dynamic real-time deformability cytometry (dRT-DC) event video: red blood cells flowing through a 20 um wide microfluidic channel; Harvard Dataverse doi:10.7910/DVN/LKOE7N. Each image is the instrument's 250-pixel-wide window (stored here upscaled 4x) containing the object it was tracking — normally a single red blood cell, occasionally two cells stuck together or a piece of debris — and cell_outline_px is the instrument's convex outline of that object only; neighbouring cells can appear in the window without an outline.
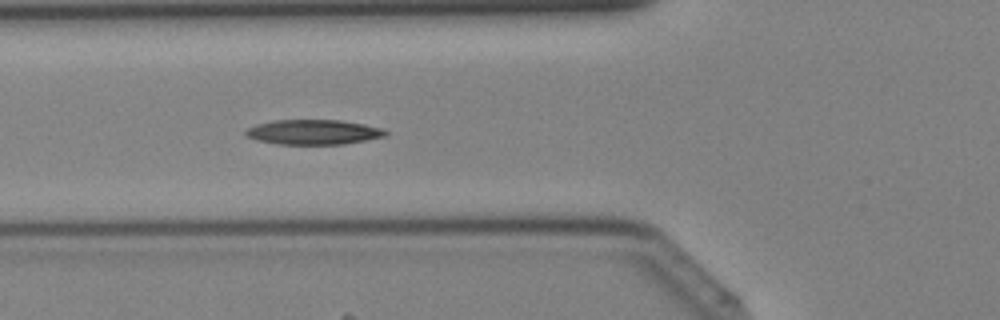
{"species": "Egyptian fruit bat (a non-hibernating species)", "species_latin": "Rousettus aegyptiacus", "temperature_condition": "cold", "stored_images_in_passage": 41, "camera_frame_rate_fps": 3000, "um_per_image_px": 0.085, "animal": {"sex": "female"}, "frame": {"image": 1, "passage_image": 15, "time_ms": 4.667, "image_size_px": [1000, 320], "cell_outline_px": [[388, 132], [384, 136], [344, 144], [280, 144], [256, 140], [244, 136], [244, 132], [248, 128], [256, 124], [272, 120], [340, 120], [364, 124], [384, 128]], "centroid_in_image_um": [26.6, 11.22], "position_along_channel_um": 99.2, "area_um2": 20.29}}
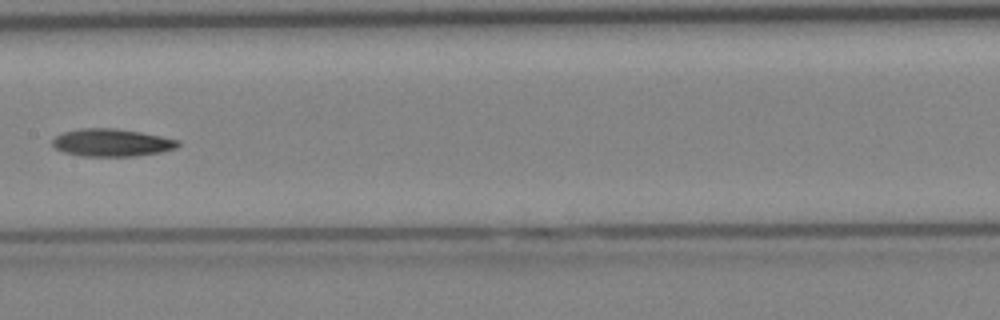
{"frame": {"image": 2, "passage_image": 21, "time_ms": 6.667, "image_size_px": [1000, 320], "cell_outline_px": [[180, 144], [176, 148], [160, 152], [136, 156], [80, 156], [64, 152], [56, 148], [52, 144], [52, 140], [56, 136], [64, 132], [80, 128], [112, 128], [140, 132], [180, 140]], "centroid_in_image_um": [9.5, 12.12], "position_along_channel_um": 197.9, "area_um2": 20.11}}
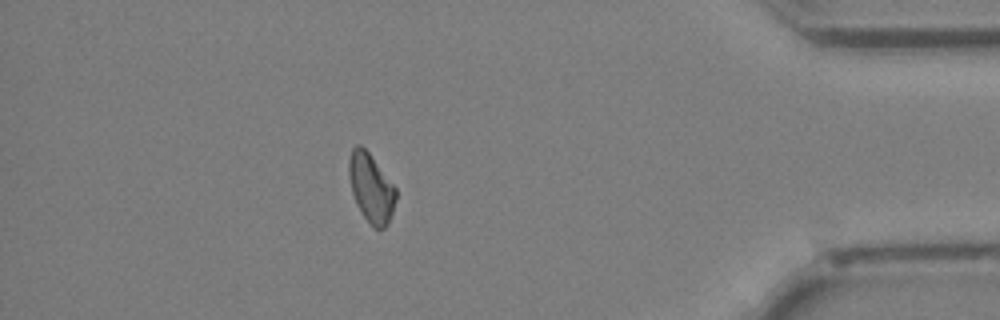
{"frame": {"image": 3, "passage_image": 36, "time_ms": 11.667, "image_size_px": [1000, 320], "cell_outline_px": [[396, 200], [388, 224], [384, 228], [376, 228], [364, 216], [356, 204], [352, 192], [348, 176], [348, 160], [352, 148], [356, 144], [360, 144], [368, 152], [396, 188]], "centroid_in_image_um": [31.52, 15.94], "position_along_channel_um": 403.7, "area_um2": 18.61}}